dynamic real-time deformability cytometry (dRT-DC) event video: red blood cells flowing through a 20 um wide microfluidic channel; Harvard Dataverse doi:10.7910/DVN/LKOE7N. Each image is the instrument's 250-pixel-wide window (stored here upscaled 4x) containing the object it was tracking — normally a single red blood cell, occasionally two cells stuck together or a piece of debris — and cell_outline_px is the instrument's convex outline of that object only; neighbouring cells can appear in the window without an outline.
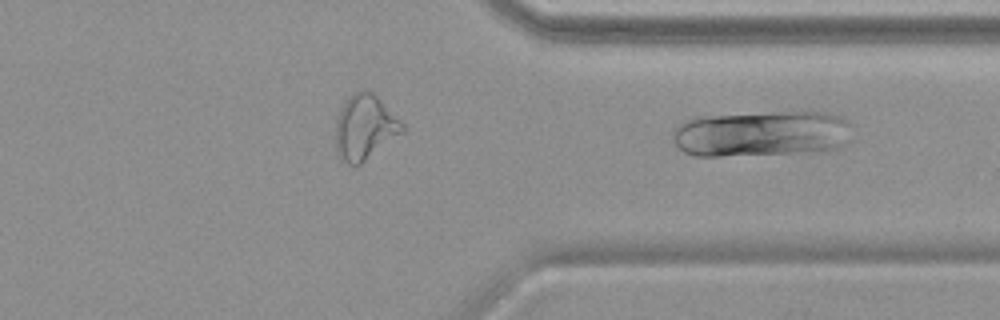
{"species": "common noctule bat (a hibernating species)", "species_latin": "Nyctalus noctula", "temperature_condition": "warm", "stored_images_in_passage": 40, "segment_of_instrument_passage": [2, 2], "camera_frame_rate_fps": 3000, "um_per_image_px": 0.085, "animal": {"sex": "female", "body_mass_g": 19.9}, "frame": {"image": 1, "passage_image": 40, "time_ms": 13.0, "image_size_px": [1000, 320], "cell_outline_px": [[848, 124], [844, 144], [832, 152], [720, 156], [696, 156], [684, 152], [672, 140], [672, 132], [676, 124], [692, 116], [776, 112], [828, 112], [840, 116]], "centroid_in_image_um": [64.65, 11.37], "position_along_channel_um": 346.8, "area_um2": 48.73}}